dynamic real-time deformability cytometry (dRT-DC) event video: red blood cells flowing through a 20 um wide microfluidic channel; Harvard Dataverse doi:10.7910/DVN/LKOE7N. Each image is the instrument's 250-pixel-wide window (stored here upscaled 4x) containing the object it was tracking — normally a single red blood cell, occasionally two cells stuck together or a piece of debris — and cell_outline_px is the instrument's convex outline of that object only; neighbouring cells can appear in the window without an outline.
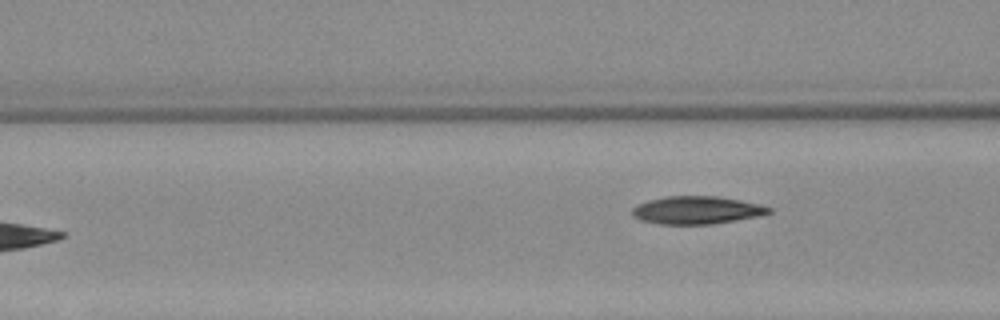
{"species": "Egyptian fruit bat (a non-hibernating species)", "species_latin": "Rousettus aegyptiacus", "temperature_condition": "warm", "stored_images_in_passage": 5, "camera_frame_rate_fps": 3000, "um_per_image_px": 0.085, "animal": {"sex": "female"}, "frame": {"image": 1, "passage_image": 5, "time_ms": 6.0, "image_size_px": [1000, 320], "cell_outline_px": [[772, 212], [756, 216], [712, 224], [660, 224], [640, 220], [632, 216], [632, 208], [648, 200], [664, 196], [720, 196], [740, 200], [772, 208]], "centroid_in_image_um": [59.18, 17.85], "position_along_channel_um": 107.4, "area_um2": 21.96}}